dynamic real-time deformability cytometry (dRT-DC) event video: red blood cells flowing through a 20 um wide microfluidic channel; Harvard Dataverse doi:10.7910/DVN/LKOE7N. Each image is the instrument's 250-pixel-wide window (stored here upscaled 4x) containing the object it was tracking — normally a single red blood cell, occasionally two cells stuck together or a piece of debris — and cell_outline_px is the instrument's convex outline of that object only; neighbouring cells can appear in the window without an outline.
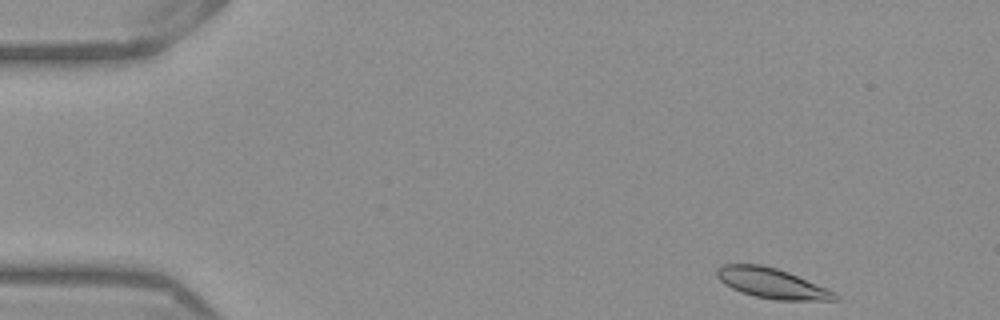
{"species": "Egyptian fruit bat (a non-hibernating species)", "species_latin": "Rousettus aegyptiacus", "temperature_condition": "warm", "stored_images_in_passage": 48, "camera_frame_rate_fps": 3000, "um_per_image_px": 0.085, "frame": {"image": 1, "passage_image": 1, "time_ms": 0.0, "image_size_px": [1000, 320], "cell_outline_px": [[840, 300], [776, 300], [756, 296], [740, 292], [724, 284], [716, 276], [716, 268], [724, 264], [760, 264], [776, 268], [788, 272], [836, 292], [840, 296]], "centroid_in_image_um": [65.61, 24.08], "position_along_channel_um": 19.4, "area_um2": 20.75}}
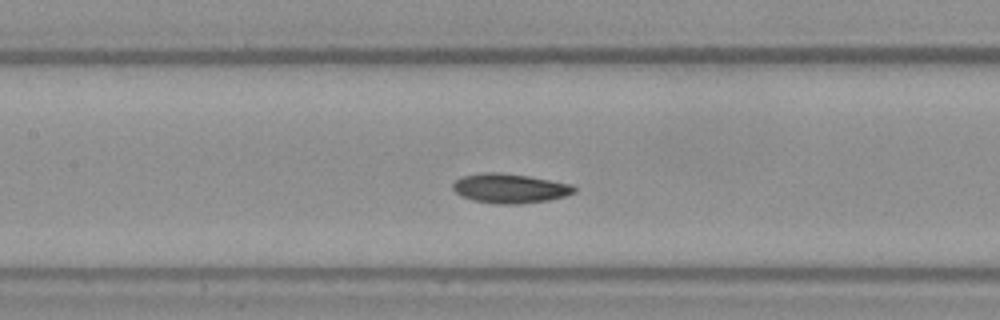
{"frame": {"image": 2, "passage_image": 20, "time_ms": 6.333, "image_size_px": [1000, 320], "cell_outline_px": [[576, 192], [564, 196], [548, 200], [516, 204], [500, 204], [472, 200], [460, 196], [452, 188], [452, 184], [460, 176], [484, 172], [500, 172], [528, 176], [572, 184], [576, 188]], "centroid_in_image_um": [43.31, 16.0], "position_along_channel_um": 164.1, "area_um2": 20.87}}
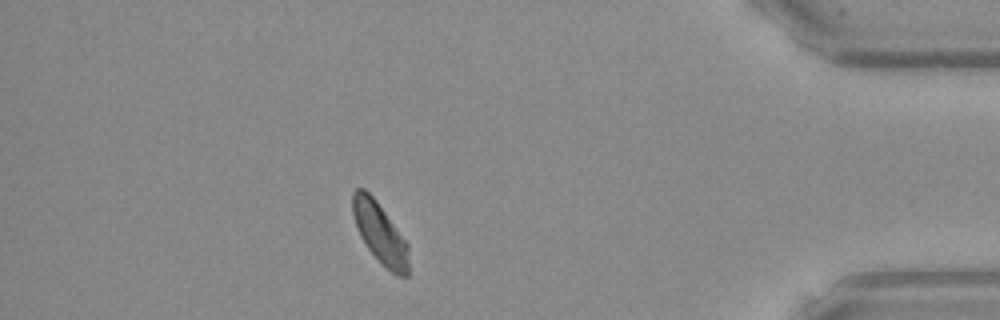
{"frame": {"image": 3, "passage_image": 42, "time_ms": 13.667, "image_size_px": [1000, 320], "cell_outline_px": [[408, 276], [396, 276], [368, 248], [360, 236], [356, 228], [352, 212], [352, 192], [356, 188], [364, 188], [376, 200], [408, 244]], "centroid_in_image_um": [32.27, 19.77], "position_along_channel_um": 402.9, "area_um2": 19.48}, "authors_computed_cell_mechanics": {"area_um2": 20.4323, "velocity_mm_per_s": 3.8454, "shape_relaxation_time_tau1_ms": 1.9416, "shape_relaxation_time_tau2_ms": 4.7311, "deformation_change_tau1": 0.1077, "deformation_change_tau2": 0.0778}}